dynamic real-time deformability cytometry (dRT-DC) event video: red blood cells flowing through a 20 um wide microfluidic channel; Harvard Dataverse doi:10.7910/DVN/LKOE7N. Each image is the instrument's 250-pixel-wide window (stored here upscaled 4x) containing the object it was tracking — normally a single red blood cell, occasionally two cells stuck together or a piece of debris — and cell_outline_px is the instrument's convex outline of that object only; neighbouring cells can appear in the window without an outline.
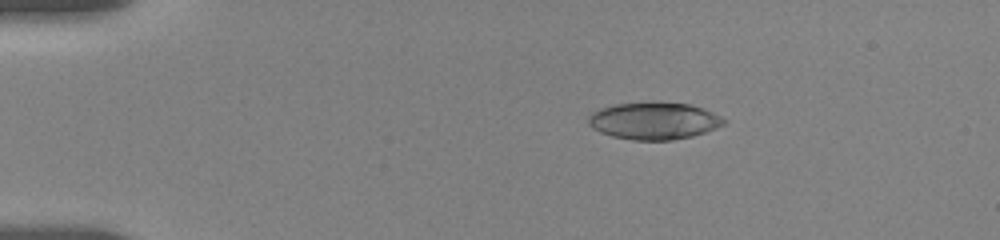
{"species": "human", "species_latin": "Homo sapiens", "temperature_condition": "room temperature", "stored_images_in_passage": 56, "camera_frame_rate_fps": 3000, "um_per_image_px": 0.085, "donor": {"sex": "female"}, "frame": {"image": 1, "passage_image": 11, "time_ms": 3.333, "image_size_px": [1000, 240], "cell_outline_px": [[728, 120], [724, 124], [716, 128], [692, 136], [672, 140], [632, 140], [612, 136], [600, 132], [592, 128], [588, 124], [588, 116], [592, 112], [600, 108], [612, 104], [692, 104], [704, 108]], "centroid_in_image_um": [55.58, 10.29], "position_along_channel_um": 29.4, "area_um2": 28.9}}
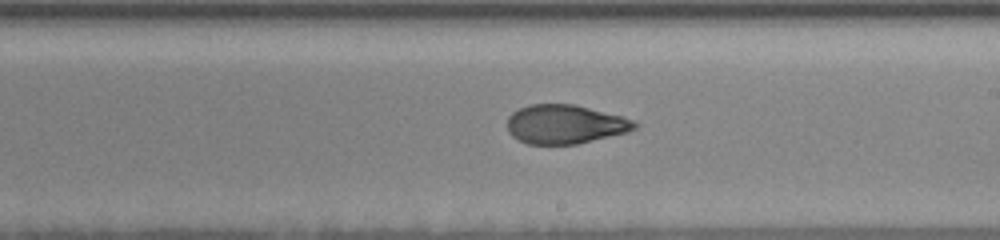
{"frame": {"image": 2, "passage_image": 34, "time_ms": 11.0, "image_size_px": [1000, 240], "cell_outline_px": [[640, 124], [636, 128], [628, 132], [576, 144], [528, 144], [512, 136], [508, 132], [508, 116], [512, 112], [528, 104], [576, 104], [624, 116], [636, 120]], "centroid_in_image_um": [48.08, 10.55], "position_along_channel_um": 240.9, "area_um2": 29.25}}
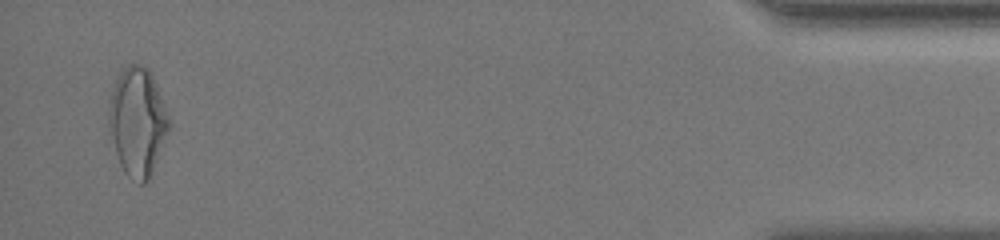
{"frame": {"image": 3, "passage_image": 55, "time_ms": 18.0, "image_size_px": [1000, 240], "cell_outline_px": [[168, 132], [152, 176], [144, 184], [140, 184], [128, 176], [124, 172], [120, 164], [108, 132], [108, 104], [116, 80], [120, 72], [128, 64], [144, 64], [148, 68], [156, 84], [168, 116]], "centroid_in_image_um": [11.66, 10.37], "position_along_channel_um": 423.5, "area_um2": 38.03}, "authors_computed_cell_mechanics": {"area_um2": 30.2294, "velocity_mm_per_s": 3.6327, "shape_relaxation_time_tau1_ms": null, "shape_relaxation_time_tau2_ms": 1.9358, "deformation_change_tau1": null, "deformation_change_tau2": 0.0807}}